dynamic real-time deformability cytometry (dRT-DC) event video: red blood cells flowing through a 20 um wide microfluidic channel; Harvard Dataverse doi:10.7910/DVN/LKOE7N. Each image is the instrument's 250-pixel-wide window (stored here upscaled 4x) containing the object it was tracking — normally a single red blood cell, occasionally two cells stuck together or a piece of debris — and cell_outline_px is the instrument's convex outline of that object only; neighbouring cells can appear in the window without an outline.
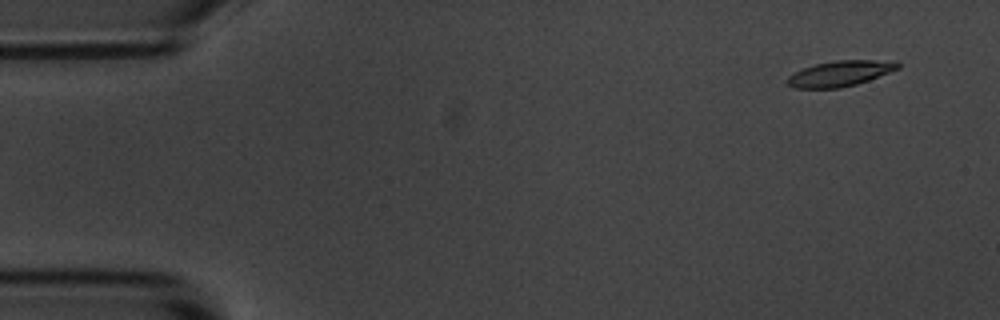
{"species": "common noctule bat (a hibernating species)", "species_latin": "Nyctalus noctula", "temperature_condition": "room temperature", "stored_images_in_passage": 5, "camera_frame_rate_fps": 3000, "um_per_image_px": 0.085, "animal": {"sex": "male", "body_mass_g": 20.1, "forearm_length_mm": 53.5}, "frame": {"image": 1, "passage_image": 1, "time_ms": 0.0, "image_size_px": [1000, 320], "cell_outline_px": [[900, 68], [868, 80], [856, 84], [840, 88], [796, 88], [788, 84], [788, 76], [804, 68], [816, 64], [836, 60], [872, 60], [900, 64]], "centroid_in_image_um": [71.37, 6.26], "position_along_channel_um": 13.6, "area_um2": 15.95}}
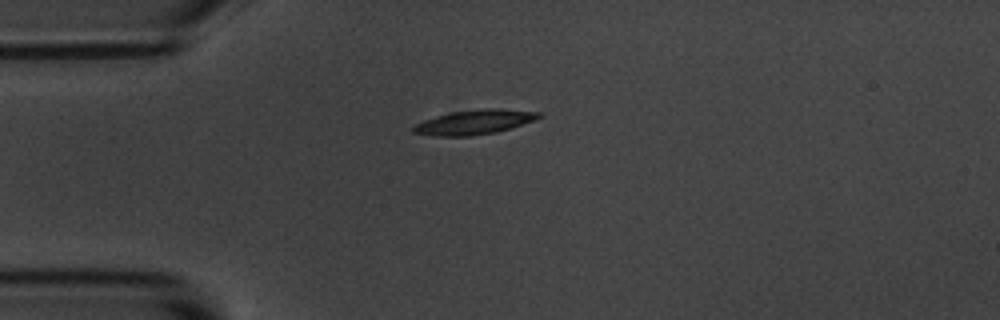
{"frame": {"image": 2, "passage_image": 4, "time_ms": 3.333, "image_size_px": [1000, 320], "cell_outline_px": [[544, 116], [536, 120], [496, 132], [472, 136], [436, 136], [412, 132], [412, 128], [416, 124], [424, 120], [436, 116], [452, 112], [480, 108], [500, 108], [540, 112]], "centroid_in_image_um": [40.37, 10.37], "position_along_channel_um": 44.6, "area_um2": 18.03}}